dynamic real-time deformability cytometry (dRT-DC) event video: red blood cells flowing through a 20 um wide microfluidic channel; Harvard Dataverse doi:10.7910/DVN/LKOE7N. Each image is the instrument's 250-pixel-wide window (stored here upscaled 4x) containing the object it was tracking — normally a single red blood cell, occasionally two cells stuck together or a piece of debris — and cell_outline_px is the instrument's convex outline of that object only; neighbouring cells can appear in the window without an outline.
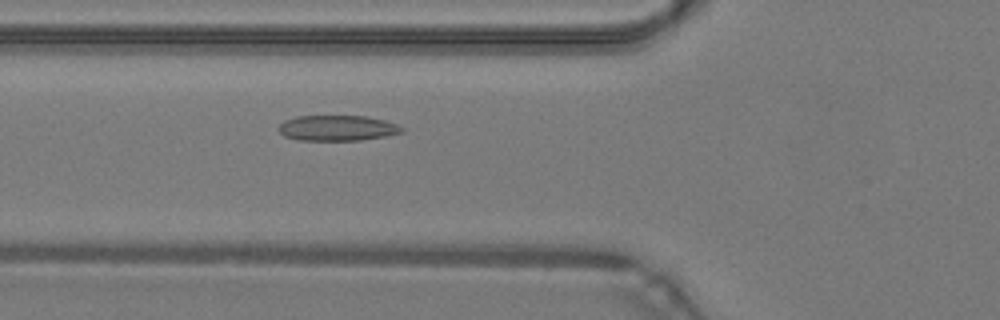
{"species": "common noctule bat (a hibernating species)", "species_latin": "Nyctalus noctula", "temperature_condition": "warm", "stored_images_in_passage": 46, "camera_frame_rate_fps": 3000, "um_per_image_px": 0.085, "animal": {"sex": "male", "body_mass_g": 19.2, "forearm_length_mm": 51.8}, "frame": {"image": 1, "passage_image": 16, "time_ms": 5.0, "image_size_px": [1000, 320], "cell_outline_px": [[404, 132], [384, 136], [360, 140], [300, 140], [284, 136], [276, 128], [284, 120], [296, 116], [364, 116], [384, 120], [396, 124], [404, 128]], "centroid_in_image_um": [28.64, 10.88], "position_along_channel_um": 97.2, "area_um2": 18.26}}
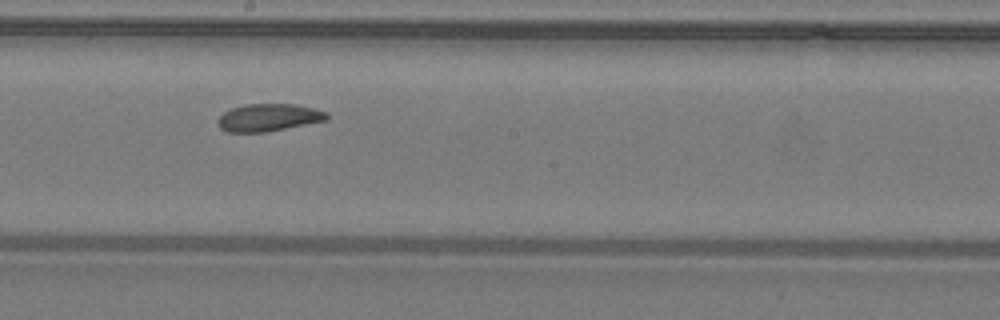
{"frame": {"image": 2, "passage_image": 25, "time_ms": 8.0, "image_size_px": [1000, 320], "cell_outline_px": [[328, 120], [264, 132], [228, 132], [220, 128], [216, 124], [216, 120], [224, 112], [232, 108], [248, 104], [296, 104], [328, 112]], "centroid_in_image_um": [22.81, 9.99], "position_along_channel_um": 225.4, "area_um2": 17.4}}
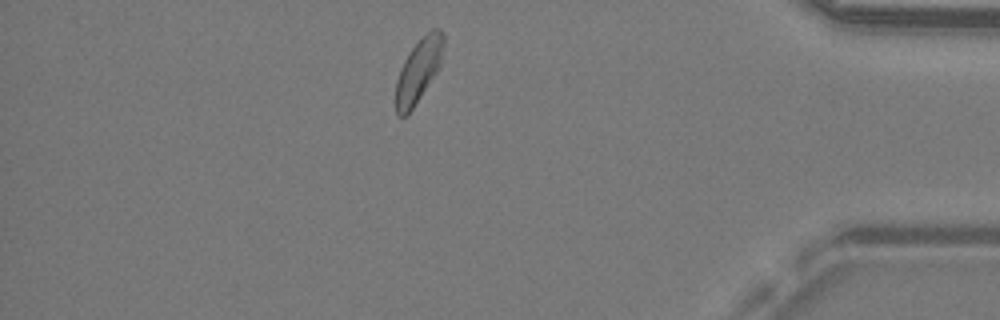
{"frame": {"image": 3, "passage_image": 40, "time_ms": 13.0, "image_size_px": [1000, 320], "cell_outline_px": [[444, 44], [440, 64], [436, 72], [412, 108], [404, 116], [396, 116], [396, 80], [400, 68], [404, 60], [412, 48], [432, 28], [440, 28], [444, 32]], "centroid_in_image_um": [35.57, 5.96], "position_along_channel_um": 399.6, "area_um2": 17.22}, "authors_computed_cell_mechanics": {"area_um2": 18.2648, "velocity_mm_per_s": 4.2658, "shape_relaxation_time_tau1_ms": 4.2472, "shape_relaxation_time_tau2_ms": null, "deformation_change_tau1": 0.1032, "deformation_change_tau2": null}}